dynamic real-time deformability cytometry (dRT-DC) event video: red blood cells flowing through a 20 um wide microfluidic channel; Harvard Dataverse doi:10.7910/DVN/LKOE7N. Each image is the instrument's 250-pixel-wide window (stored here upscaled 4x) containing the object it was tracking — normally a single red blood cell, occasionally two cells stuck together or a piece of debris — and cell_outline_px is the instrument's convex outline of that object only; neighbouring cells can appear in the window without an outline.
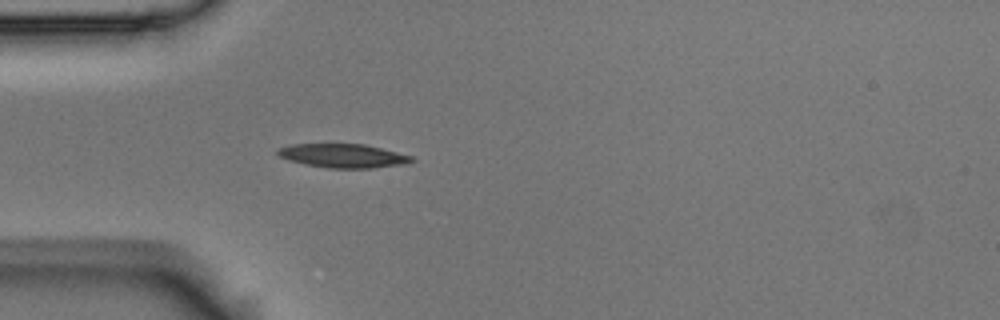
{"species": "Egyptian fruit bat (a non-hibernating species)", "species_latin": "Rousettus aegyptiacus", "temperature_condition": "room temperature", "stored_images_in_passage": 41, "camera_frame_rate_fps": 3000, "um_per_image_px": 0.085, "animal": {"sex": "male"}, "frame": {"image": 1, "passage_image": 1, "time_ms": 0.0, "image_size_px": [1000, 320], "cell_outline_px": [[416, 160], [400, 164], [372, 168], [328, 168], [304, 164], [288, 160], [280, 156], [276, 152], [276, 148], [292, 144], [364, 144], [412, 156]], "centroid_in_image_um": [29.1, 13.24], "position_along_channel_um": 55.9, "area_um2": 18.44}}
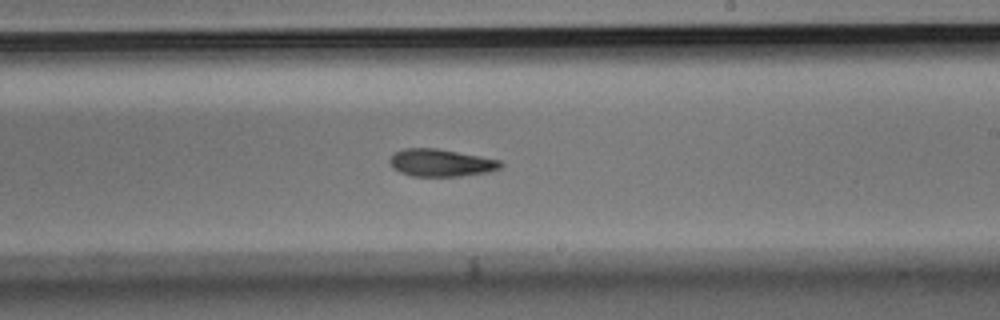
{"frame": {"image": 2, "passage_image": 18, "time_ms": 5.667, "image_size_px": [1000, 320], "cell_outline_px": [[504, 164], [500, 168], [488, 172], [460, 176], [412, 176], [400, 172], [392, 168], [388, 160], [396, 152], [404, 148], [436, 148], [480, 156], [500, 160]], "centroid_in_image_um": [37.47, 13.84], "position_along_channel_um": 251.5, "area_um2": 17.69}}
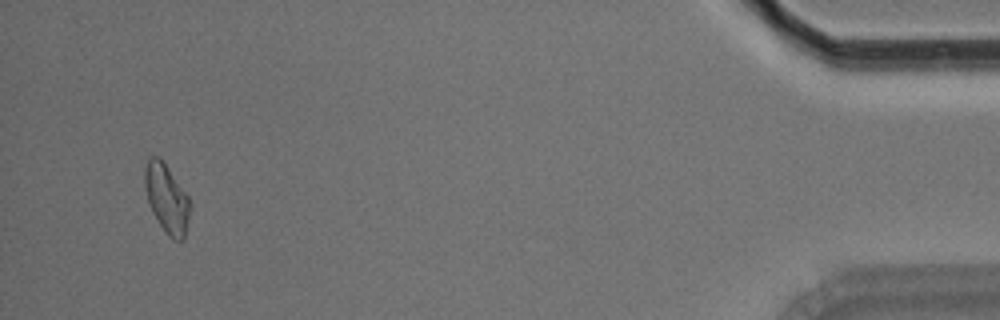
{"frame": {"image": 3, "passage_image": 39, "time_ms": 12.667, "image_size_px": [1000, 320], "cell_outline_px": [[188, 216], [184, 240], [172, 240], [168, 236], [152, 212], [148, 204], [144, 184], [144, 168], [148, 156], [160, 156], [188, 196]], "centroid_in_image_um": [14.12, 16.83], "position_along_channel_um": 421.1, "area_um2": 17.98}, "authors_computed_cell_mechanics": {"area_um2": 17.8602, "velocity_mm_per_s": 3.5337, "shape_relaxation_time_tau1_ms": 7.2736, "shape_relaxation_time_tau2_ms": 6.1183, "deformation_change_tau1": 0.1699, "deformation_change_tau2": 0.1265}}